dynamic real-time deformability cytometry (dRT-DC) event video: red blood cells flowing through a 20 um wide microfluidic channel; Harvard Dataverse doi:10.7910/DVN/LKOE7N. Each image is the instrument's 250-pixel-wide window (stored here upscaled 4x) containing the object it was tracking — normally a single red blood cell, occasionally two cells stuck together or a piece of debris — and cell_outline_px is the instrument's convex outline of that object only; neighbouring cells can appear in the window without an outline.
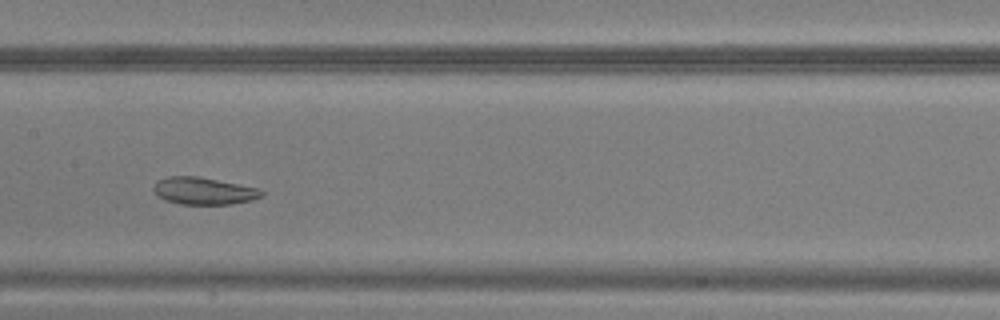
{"species": "common noctule bat (a hibernating species)", "species_latin": "Nyctalus noctula", "temperature_condition": "warm", "stored_images_in_passage": 43, "segment_of_instrument_passage": [1, 2], "camera_frame_rate_fps": 3000, "um_per_image_px": 0.085, "animal": {"sex": "male", "body_mass_g": 20.5, "forearm_length_mm": 52.5}, "frame": {"image": 1, "passage_image": 19, "time_ms": 6.0, "image_size_px": [1000, 320], "cell_outline_px": [[264, 196], [252, 200], [232, 204], [180, 204], [164, 200], [152, 188], [160, 180], [168, 176], [196, 176], [260, 188], [264, 192]], "centroid_in_image_um": [17.37, 16.23], "position_along_channel_um": 190.0, "area_um2": 16.99}}
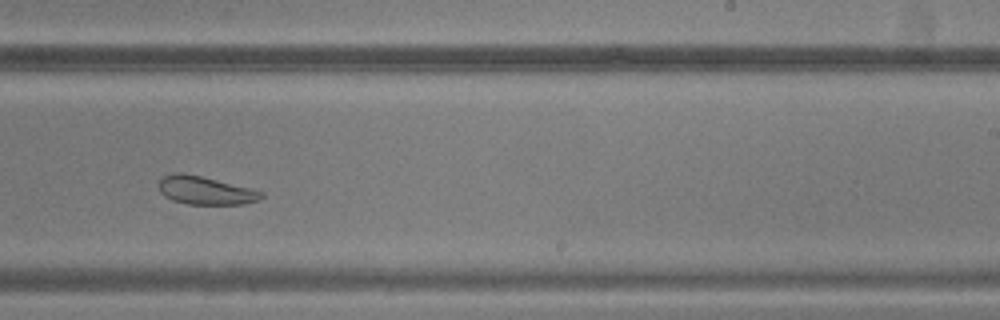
{"frame": {"image": 2, "passage_image": 25, "time_ms": 8.0, "image_size_px": [1000, 320], "cell_outline_px": [[264, 196], [260, 200], [244, 204], [188, 204], [172, 200], [164, 196], [160, 192], [160, 180], [164, 176], [172, 172], [180, 172], [200, 176], [264, 192]], "centroid_in_image_um": [17.45, 16.19], "position_along_channel_um": 271.6, "area_um2": 16.65}}